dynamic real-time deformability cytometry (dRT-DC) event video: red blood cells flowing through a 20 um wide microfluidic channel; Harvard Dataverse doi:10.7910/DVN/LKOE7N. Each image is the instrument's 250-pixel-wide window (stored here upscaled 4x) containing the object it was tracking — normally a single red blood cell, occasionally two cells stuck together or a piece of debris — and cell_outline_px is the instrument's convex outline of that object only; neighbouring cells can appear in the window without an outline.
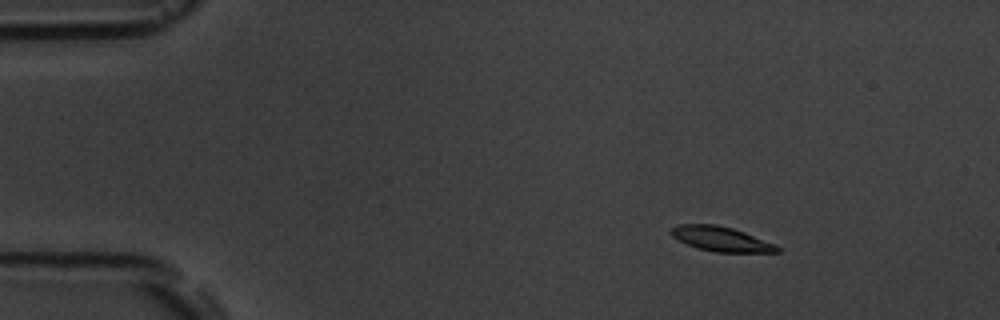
{"species": "common noctule bat (a hibernating species)", "species_latin": "Nyctalus noctula", "temperature_condition": "room temperature", "stored_images_in_passage": 10, "camera_frame_rate_fps": 3000, "um_per_image_px": 0.085, "animal": {"sex": "male", "body_mass_g": 19.5, "forearm_length_mm": 54.6}, "frame": {"image": 1, "passage_image": 2, "time_ms": 1.0, "image_size_px": [1000, 320], "cell_outline_px": [[780, 252], [716, 252], [696, 248], [672, 236], [668, 232], [668, 228], [676, 224], [716, 224], [732, 228], [744, 232], [776, 244], [780, 248]], "centroid_in_image_um": [61.25, 20.3], "position_along_channel_um": 23.8, "area_um2": 15.37}}
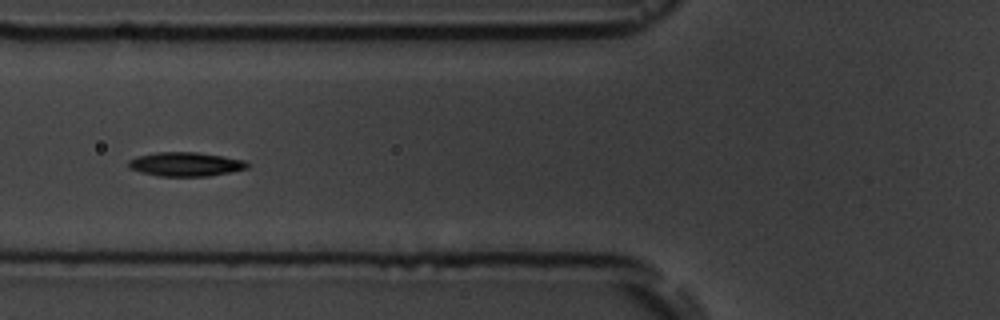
{"frame": {"image": 2, "passage_image": 6, "time_ms": 5.667, "image_size_px": [1000, 320], "cell_outline_px": [[248, 168], [232, 172], [208, 176], [156, 176], [140, 172], [128, 168], [128, 160], [136, 156], [156, 152], [196, 152], [224, 156], [248, 160]], "centroid_in_image_um": [15.78, 13.95], "position_along_channel_um": 110.0, "area_um2": 16.94}}
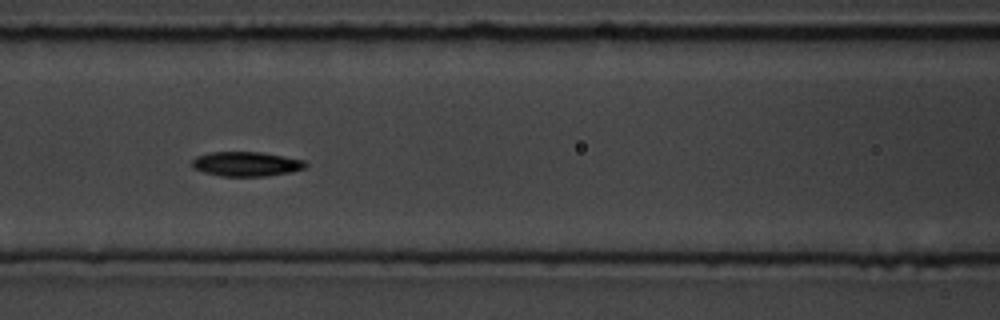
{"frame": {"image": 3, "passage_image": 7, "time_ms": 6.667, "image_size_px": [1000, 320], "cell_outline_px": [[308, 164], [304, 168], [288, 172], [264, 176], [220, 176], [204, 172], [192, 168], [192, 160], [196, 156], [212, 152], [260, 152], [284, 156], [304, 160]], "centroid_in_image_um": [20.9, 13.93], "position_along_channel_um": 145.7, "area_um2": 16.13}}